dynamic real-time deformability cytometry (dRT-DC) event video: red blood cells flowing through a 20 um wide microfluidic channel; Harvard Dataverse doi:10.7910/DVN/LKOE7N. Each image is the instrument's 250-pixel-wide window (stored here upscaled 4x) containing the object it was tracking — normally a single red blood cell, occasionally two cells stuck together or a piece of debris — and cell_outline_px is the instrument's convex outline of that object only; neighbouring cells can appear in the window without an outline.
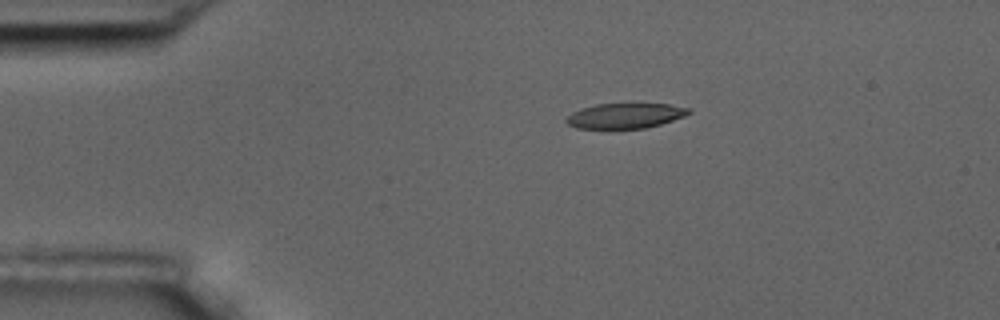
{"species": "common noctule bat (a hibernating species)", "species_latin": "Nyctalus noctula", "temperature_condition": "room temperature", "stored_images_in_passage": 7, "camera_frame_rate_fps": 3000, "um_per_image_px": 0.085, "animal": {"sex": "male", "body_mass_g": 17.5, "forearm_length_mm": 52.3}, "frame": {"image": 1, "passage_image": 1, "time_ms": 0.0, "image_size_px": [1000, 320], "cell_outline_px": [[692, 112], [684, 116], [660, 124], [644, 128], [576, 128], [568, 124], [564, 120], [572, 112], [580, 108], [596, 104], [668, 104], [692, 108]], "centroid_in_image_um": [53.14, 9.83], "position_along_channel_um": 31.9, "area_um2": 17.86}}
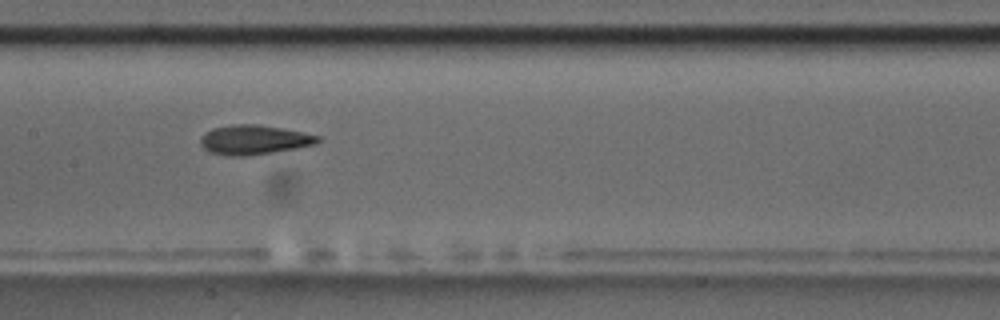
{"frame": {"image": 2, "passage_image": 6, "time_ms": 5.667, "image_size_px": [1000, 320], "cell_outline_px": [[320, 140], [316, 144], [296, 148], [248, 156], [232, 156], [208, 152], [200, 144], [200, 136], [204, 132], [212, 128], [232, 124], [256, 124], [280, 128], [320, 136]], "centroid_in_image_um": [21.53, 11.88], "position_along_channel_um": 185.9, "area_um2": 20.11}}
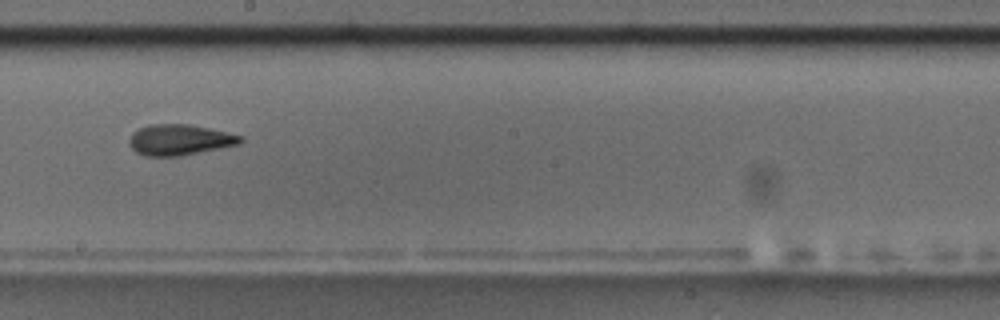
{"frame": {"image": 3, "passage_image": 7, "time_ms": 7.0, "image_size_px": [1000, 320], "cell_outline_px": [[244, 140], [240, 144], [180, 156], [144, 156], [136, 152], [128, 144], [128, 140], [132, 132], [148, 124], [188, 124], [208, 128], [244, 136]], "centroid_in_image_um": [15.25, 11.88], "position_along_channel_um": 233.0, "area_um2": 20.06}}